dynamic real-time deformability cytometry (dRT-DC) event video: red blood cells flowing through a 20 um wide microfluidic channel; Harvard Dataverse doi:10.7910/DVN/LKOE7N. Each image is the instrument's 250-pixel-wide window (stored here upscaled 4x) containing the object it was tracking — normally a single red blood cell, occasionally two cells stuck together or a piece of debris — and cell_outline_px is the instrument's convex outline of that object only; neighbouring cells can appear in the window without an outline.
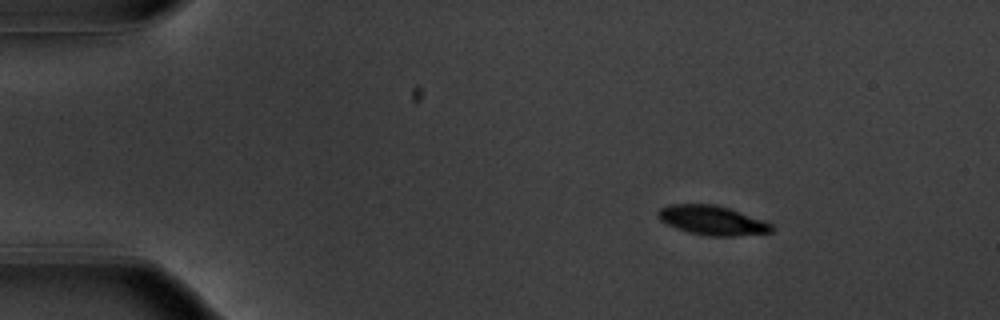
{"species": "common noctule bat (a hibernating species)", "species_latin": "Nyctalus noctula", "temperature_condition": "warm", "stored_images_in_passage": 55, "camera_frame_rate_fps": 3000, "um_per_image_px": 0.085, "animal": {"sex": "male", "body_mass_g": 20.1, "forearm_length_mm": 53.5}, "frame": {"image": 1, "passage_image": 8, "time_ms": 2.333, "image_size_px": [1000, 320], "cell_outline_px": [[776, 228], [772, 232], [736, 236], [708, 236], [688, 232], [676, 228], [660, 220], [656, 216], [656, 212], [660, 208], [668, 204], [716, 204], [764, 220], [772, 224]], "centroid_in_image_um": [60.54, 18.73], "position_along_channel_um": 24.5, "area_um2": 19.59}}
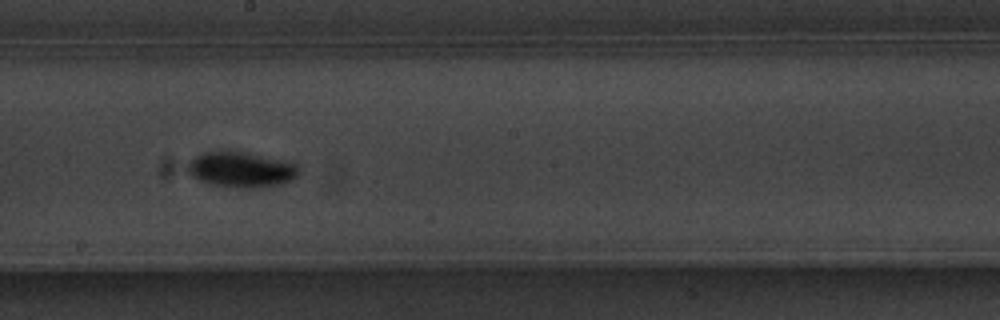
{"frame": {"image": 2, "passage_image": 31, "time_ms": 10.0, "image_size_px": [1000, 320], "cell_outline_px": [[300, 172], [292, 180], [284, 184], [264, 188], [236, 188], [208, 184], [192, 176], [188, 172], [188, 160], [204, 152], [248, 152], [284, 160], [296, 164], [300, 168]], "centroid_in_image_um": [20.54, 14.44], "position_along_channel_um": 227.7, "area_um2": 23.29}}
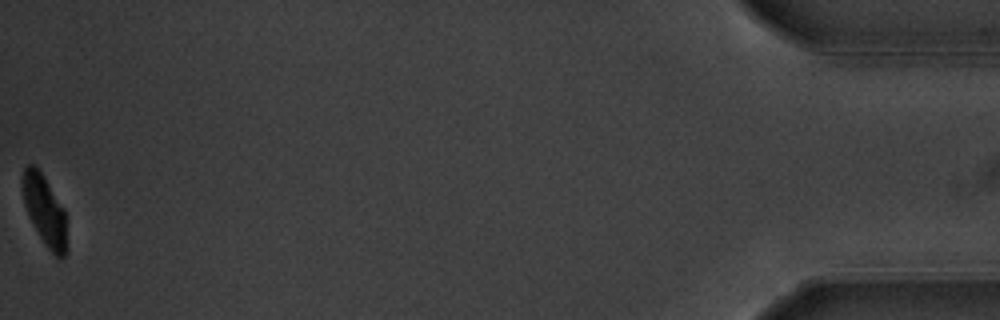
{"frame": {"image": 3, "passage_image": 55, "time_ms": 18.0, "image_size_px": [1000, 320], "cell_outline_px": [[68, 252], [60, 260], [44, 244], [28, 216], [24, 204], [20, 180], [24, 168], [28, 164], [32, 164], [44, 176], [64, 208], [68, 248]], "centroid_in_image_um": [3.8, 17.91], "position_along_channel_um": 431.4, "area_um2": 18.5}, "authors_computed_cell_mechanics": {"area_um2": 20.1722, "velocity_mm_per_s": 3.705, "shape_relaxation_time_tau1_ms": 1.8416, "shape_relaxation_time_tau2_ms": null, "deformation_change_tau1": 0.1317, "deformation_change_tau2": null}}